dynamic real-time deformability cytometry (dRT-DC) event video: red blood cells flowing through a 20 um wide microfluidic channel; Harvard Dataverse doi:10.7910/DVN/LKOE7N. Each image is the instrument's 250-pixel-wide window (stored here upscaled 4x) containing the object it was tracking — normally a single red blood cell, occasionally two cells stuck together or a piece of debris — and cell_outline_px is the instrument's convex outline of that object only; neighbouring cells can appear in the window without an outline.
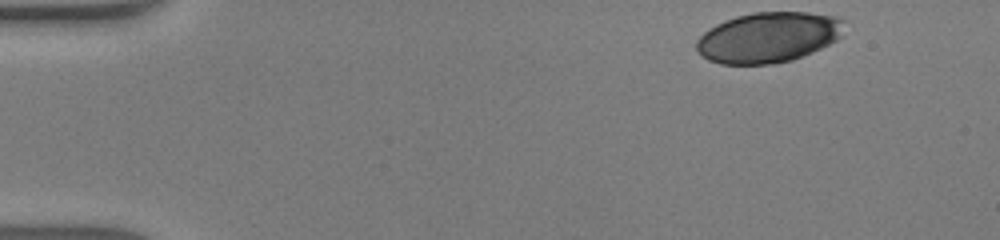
{"species": "human", "species_latin": "Homo sapiens", "temperature_condition": "warm", "stored_images_in_passage": 43, "camera_frame_rate_fps": 3000, "um_per_image_px": 0.085, "donor": {"sex": "male"}, "frame": {"image": 1, "passage_image": 1, "time_ms": 0.0, "image_size_px": [1000, 240], "cell_outline_px": [[844, 20], [840, 36], [836, 40], [812, 52], [792, 60], [776, 64], [720, 64], [708, 60], [696, 52], [696, 40], [708, 28], [716, 24], [736, 16], [752, 12], [808, 12], [836, 16]], "centroid_in_image_um": [65.27, 3.18], "position_along_channel_um": 19.7, "area_um2": 43.58}}
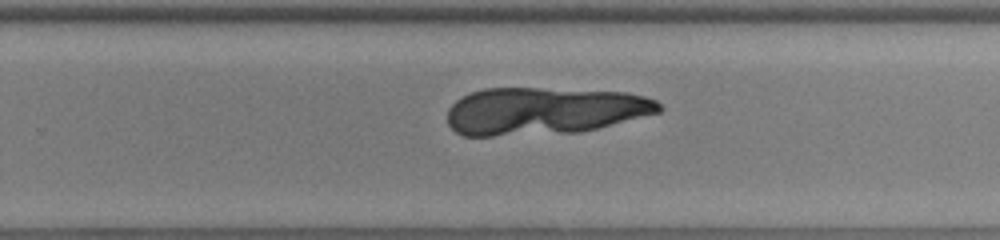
{"frame": {"image": 2, "passage_image": 27, "time_ms": 8.667, "image_size_px": [1000, 240], "cell_outline_px": [[664, 108], [660, 112], [580, 132], [492, 136], [464, 136], [456, 132], [448, 124], [448, 108], [456, 100], [472, 92], [484, 88], [536, 88], [628, 92], [644, 96], [656, 100]], "centroid_in_image_um": [46.24, 9.43], "position_along_channel_um": 283.6, "area_um2": 58.38}}
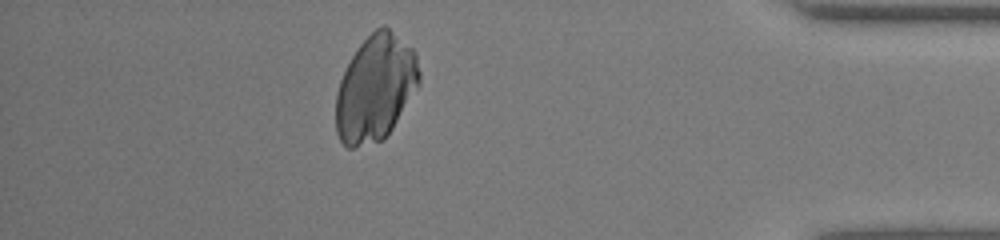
{"frame": {"image": 3, "passage_image": 38, "time_ms": 12.333, "image_size_px": [1000, 240], "cell_outline_px": [[420, 84], [392, 128], [384, 140], [352, 148], [348, 148], [340, 140], [336, 132], [336, 92], [340, 80], [356, 48], [376, 28], [384, 24], [412, 48], [416, 52], [420, 72]], "centroid_in_image_um": [31.92, 7.49], "position_along_channel_um": 403.3, "area_um2": 51.62}}